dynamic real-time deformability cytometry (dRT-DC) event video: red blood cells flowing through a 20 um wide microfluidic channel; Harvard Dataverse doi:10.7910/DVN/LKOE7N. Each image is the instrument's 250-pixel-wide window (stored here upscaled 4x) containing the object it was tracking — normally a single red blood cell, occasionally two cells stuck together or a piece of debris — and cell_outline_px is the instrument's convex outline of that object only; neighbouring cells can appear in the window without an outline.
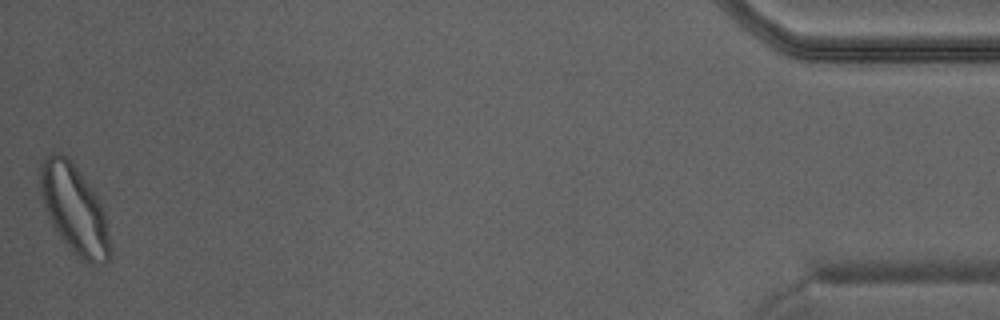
{"species": "Egyptian fruit bat (a non-hibernating species)", "species_latin": "Rousettus aegyptiacus", "temperature_condition": "warm", "stored_images_in_passage": 30, "camera_frame_rate_fps": 3000, "um_per_image_px": 0.085, "animal": {"sex": "male"}, "frame": {"image": 1, "passage_image": 30, "time_ms": 9.667, "image_size_px": [1000, 320], "cell_outline_px": [[108, 264], [88, 264], [72, 252], [56, 232], [44, 208], [40, 192], [40, 160], [52, 152], [60, 152], [76, 168], [96, 196], [104, 212], [108, 240]], "centroid_in_image_um": [6.26, 17.79], "position_along_channel_um": 428.9, "area_um2": 35.37}}